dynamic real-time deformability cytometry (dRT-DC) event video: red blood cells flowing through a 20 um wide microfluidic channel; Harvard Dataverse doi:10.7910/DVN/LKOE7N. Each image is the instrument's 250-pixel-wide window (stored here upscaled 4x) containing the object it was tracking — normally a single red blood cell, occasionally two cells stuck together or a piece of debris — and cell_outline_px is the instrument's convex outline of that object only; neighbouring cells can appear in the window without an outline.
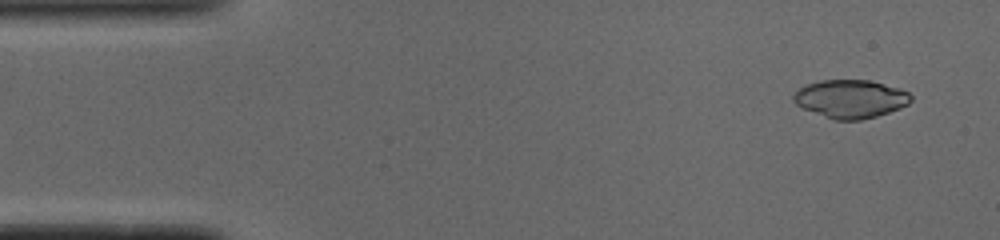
{"species": "common noctule bat (a hibernating species)", "species_latin": "Nyctalus noctula", "temperature_condition": "cold", "stored_images_in_passage": 50, "camera_frame_rate_fps": 3000, "um_per_image_px": 0.085, "animal": {"sex": "male", "body_mass_g": 19.0, "forearm_length_mm": 50.8}, "frame": {"image": 1, "passage_image": 3, "time_ms": 0.667, "image_size_px": [1000, 240], "cell_outline_px": [[912, 100], [908, 104], [900, 108], [876, 116], [860, 120], [836, 120], [804, 108], [796, 104], [792, 100], [792, 96], [804, 84], [820, 80], [872, 80], [900, 88], [908, 92], [912, 96]], "centroid_in_image_um": [72.31, 8.38], "position_along_channel_um": 12.7, "area_um2": 26.13}}
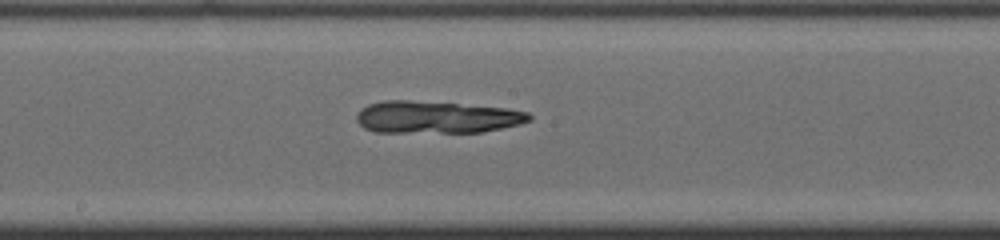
{"frame": {"image": 2, "passage_image": 26, "time_ms": 8.333, "image_size_px": [1000, 240], "cell_outline_px": [[532, 120], [520, 124], [480, 132], [376, 132], [364, 128], [356, 120], [356, 116], [360, 108], [368, 104], [384, 100], [408, 100], [508, 108], [528, 112], [532, 116]], "centroid_in_image_um": [37.09, 9.96], "position_along_channel_um": 211.1, "area_um2": 32.37}}
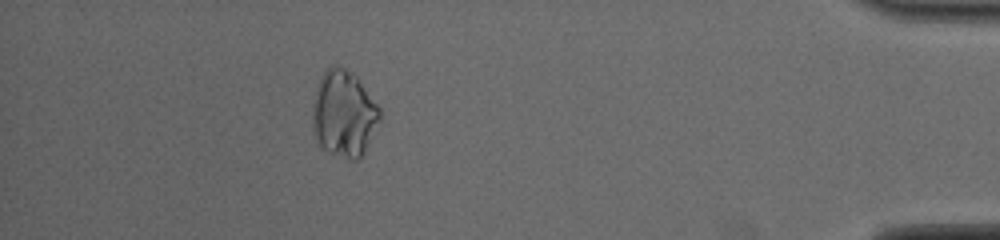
{"frame": {"image": 3, "passage_image": 45, "time_ms": 14.667, "image_size_px": [1000, 240], "cell_outline_px": [[380, 120], [364, 152], [356, 160], [352, 160], [328, 152], [316, 140], [312, 128], [312, 108], [316, 88], [320, 76], [332, 64], [344, 68], [356, 76], [380, 108]], "centroid_in_image_um": [29.2, 9.66], "position_along_channel_um": 406.0, "area_um2": 33.76}}